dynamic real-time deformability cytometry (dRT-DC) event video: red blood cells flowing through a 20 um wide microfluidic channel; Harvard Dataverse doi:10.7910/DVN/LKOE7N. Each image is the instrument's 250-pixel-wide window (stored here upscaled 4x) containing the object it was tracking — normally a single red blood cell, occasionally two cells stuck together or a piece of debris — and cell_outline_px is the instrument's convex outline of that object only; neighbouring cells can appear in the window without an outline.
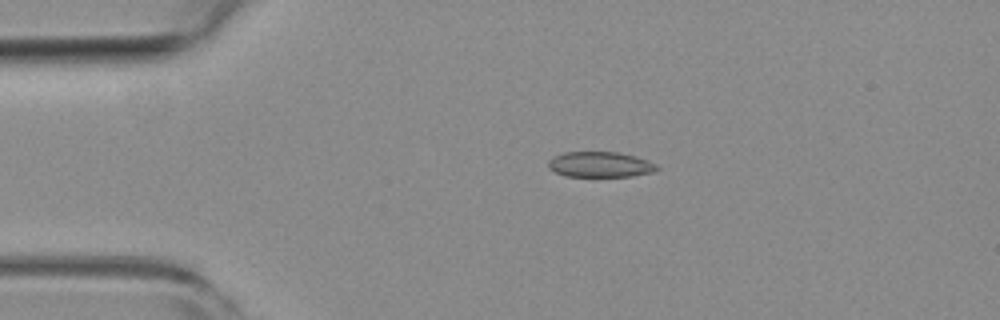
{"species": "common noctule bat (a hibernating species)", "species_latin": "Nyctalus noctula", "temperature_condition": "room temperature", "stored_images_in_passage": 43, "camera_frame_rate_fps": 3000, "um_per_image_px": 0.085, "animal": {"sex": "female", "body_mass_g": 19.3, "forearm_length_mm": 54.1}, "frame": {"image": 1, "passage_image": 1, "time_ms": 0.0, "image_size_px": [1000, 320], "cell_outline_px": [[660, 168], [652, 172], [632, 176], [564, 176], [548, 168], [548, 160], [564, 152], [620, 152], [636, 156], [648, 160], [656, 164]], "centroid_in_image_um": [51.03, 13.98], "position_along_channel_um": 34.0, "area_um2": 16.13}}
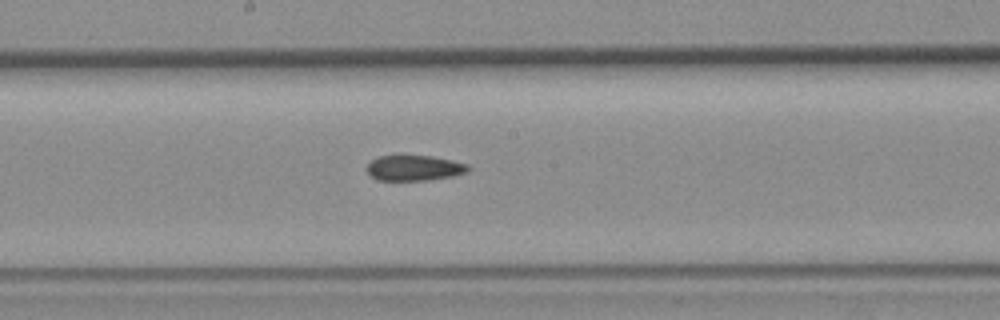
{"frame": {"image": 2, "passage_image": 18, "time_ms": 5.667, "image_size_px": [1000, 320], "cell_outline_px": [[472, 168], [468, 172], [452, 176], [428, 180], [376, 180], [368, 172], [368, 164], [372, 160], [380, 156], [400, 152], [432, 156], [452, 160], [468, 164]], "centroid_in_image_um": [35.22, 14.23], "position_along_channel_um": 213.0, "area_um2": 15.66}}
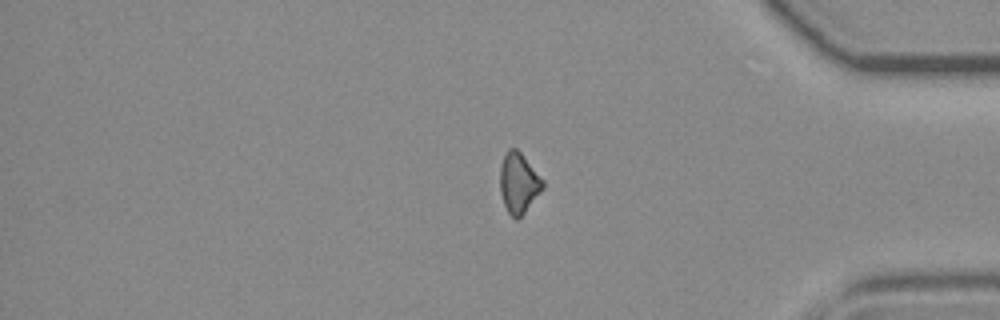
{"frame": {"image": 3, "passage_image": 34, "time_ms": 11.0, "image_size_px": [1000, 320], "cell_outline_px": [[544, 188], [524, 212], [516, 220], [508, 212], [504, 204], [500, 192], [500, 168], [504, 156], [508, 148], [516, 148], [520, 152], [544, 180]], "centroid_in_image_um": [44.08, 15.54], "position_along_channel_um": 391.1, "area_um2": 14.85}}